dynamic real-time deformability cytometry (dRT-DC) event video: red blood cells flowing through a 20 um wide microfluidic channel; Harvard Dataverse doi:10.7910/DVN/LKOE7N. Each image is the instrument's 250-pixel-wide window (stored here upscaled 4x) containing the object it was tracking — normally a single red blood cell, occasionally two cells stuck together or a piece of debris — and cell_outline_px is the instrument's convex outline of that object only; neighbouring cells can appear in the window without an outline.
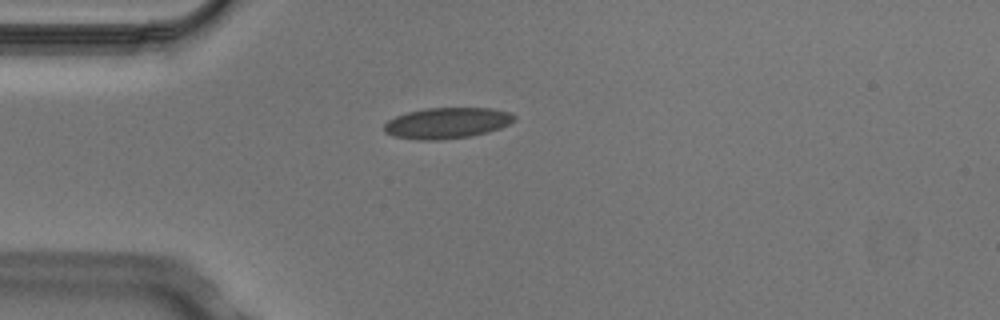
{"species": "Egyptian fruit bat (a non-hibernating species)", "species_latin": "Rousettus aegyptiacus", "temperature_condition": "cold", "stored_images_in_passage": 2, "camera_frame_rate_fps": 3000, "um_per_image_px": 0.085, "animal": {"sex": "male"}, "frame": {"image": 1, "passage_image": 1, "time_ms": 0.0, "image_size_px": [1000, 320], "cell_outline_px": [[516, 120], [500, 128], [488, 132], [472, 136], [440, 140], [416, 140], [392, 136], [384, 132], [384, 124], [388, 120], [396, 116], [408, 112], [428, 108], [492, 108], [512, 112], [516, 116]], "centroid_in_image_um": [38.01, 10.46], "position_along_channel_um": 47.0, "area_um2": 23.7}}